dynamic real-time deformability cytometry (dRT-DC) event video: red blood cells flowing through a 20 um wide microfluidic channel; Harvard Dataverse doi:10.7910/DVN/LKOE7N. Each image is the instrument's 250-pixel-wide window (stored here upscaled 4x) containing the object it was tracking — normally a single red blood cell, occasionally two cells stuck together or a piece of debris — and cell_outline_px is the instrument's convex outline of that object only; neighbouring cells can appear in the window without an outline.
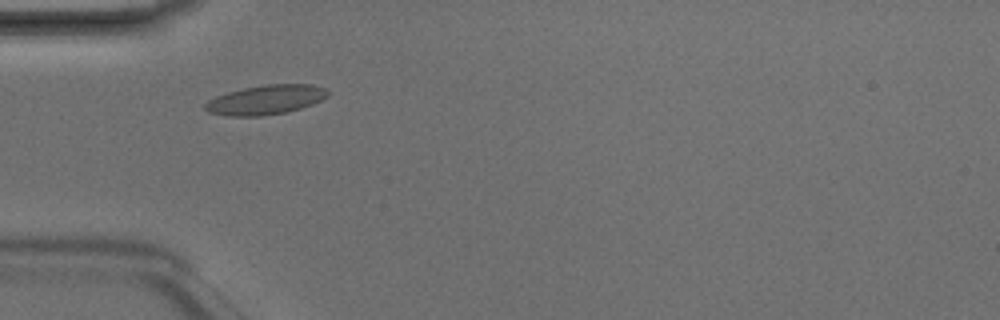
{"species": "Egyptian fruit bat (a non-hibernating species)", "species_latin": "Rousettus aegyptiacus", "temperature_condition": "room temperature", "stored_images_in_passage": 4, "camera_frame_rate_fps": 3000, "um_per_image_px": 0.085, "animal": {"sex": "male"}, "frame": {"image": 1, "passage_image": 2, "time_ms": 0.333, "image_size_px": [1000, 320], "cell_outline_px": [[328, 96], [312, 104], [300, 108], [284, 112], [260, 116], [224, 116], [208, 112], [204, 108], [204, 104], [208, 100], [216, 96], [228, 92], [244, 88], [264, 84], [312, 84], [328, 88]], "centroid_in_image_um": [22.57, 8.47], "position_along_channel_um": 62.4, "area_um2": 21.1}}
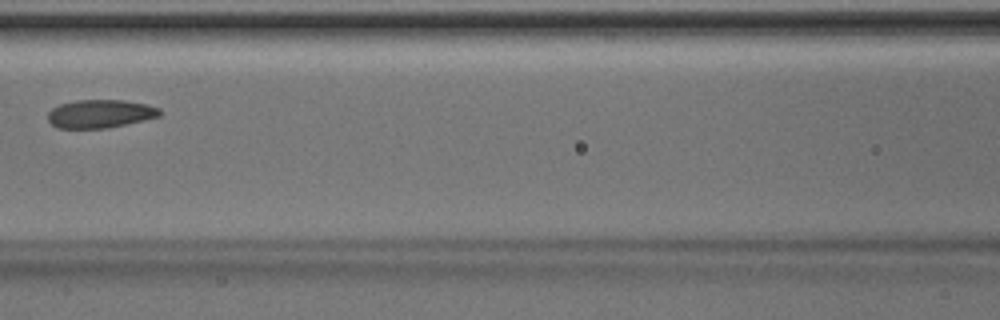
{"frame": {"image": 2, "passage_image": 4, "time_ms": 1.0, "image_size_px": [1000, 320], "cell_outline_px": [[160, 116], [144, 120], [104, 128], [56, 128], [48, 120], [48, 112], [52, 108], [60, 104], [76, 100], [124, 100], [144, 104], [160, 108]], "centroid_in_image_um": [8.48, 9.66], "position_along_channel_um": 158.1, "area_um2": 18.26}}